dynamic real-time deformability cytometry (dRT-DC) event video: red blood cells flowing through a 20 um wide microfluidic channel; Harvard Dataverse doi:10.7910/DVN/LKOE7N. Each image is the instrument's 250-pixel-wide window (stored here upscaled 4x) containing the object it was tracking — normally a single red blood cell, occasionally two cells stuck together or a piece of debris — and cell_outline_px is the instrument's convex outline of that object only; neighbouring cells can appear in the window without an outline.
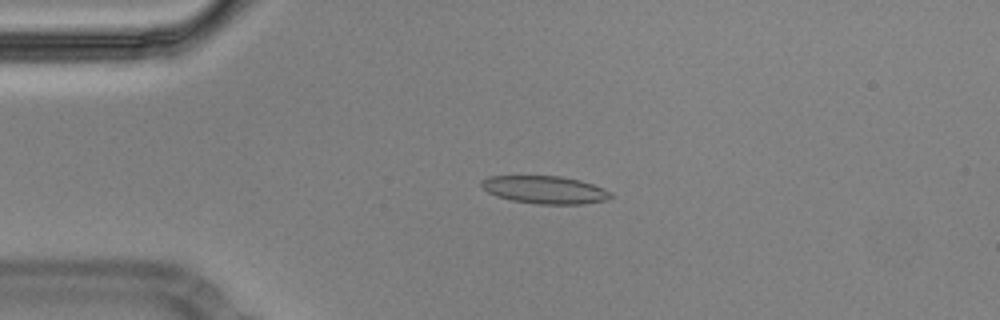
{"species": "Egyptian fruit bat (a non-hibernating species)", "species_latin": "Rousettus aegyptiacus", "temperature_condition": "cold", "stored_images_in_passage": 48, "camera_frame_rate_fps": 3000, "um_per_image_px": 0.085, "animal": {"sex": "male"}, "frame": {"image": 1, "passage_image": 5, "time_ms": 1.333, "image_size_px": [1000, 320], "cell_outline_px": [[612, 196], [608, 200], [584, 204], [536, 204], [512, 200], [496, 196], [488, 192], [480, 184], [480, 180], [488, 176], [560, 176], [580, 180], [604, 188], [612, 192]], "centroid_in_image_um": [46.33, 16.13], "position_along_channel_um": 38.7, "area_um2": 21.04}}
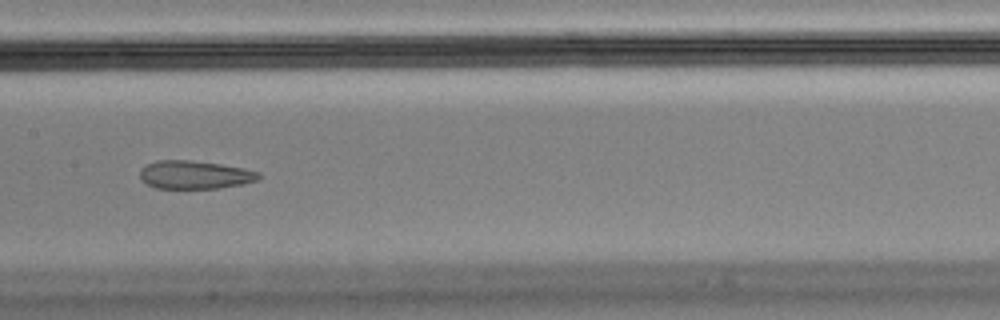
{"frame": {"image": 2, "passage_image": 20, "time_ms": 6.333, "image_size_px": [1000, 320], "cell_outline_px": [[260, 180], [244, 184], [220, 188], [156, 188], [148, 184], [140, 176], [140, 168], [156, 160], [188, 160], [220, 164], [244, 168], [260, 172]], "centroid_in_image_um": [16.6, 14.85], "position_along_channel_um": 190.8, "area_um2": 19.54}}
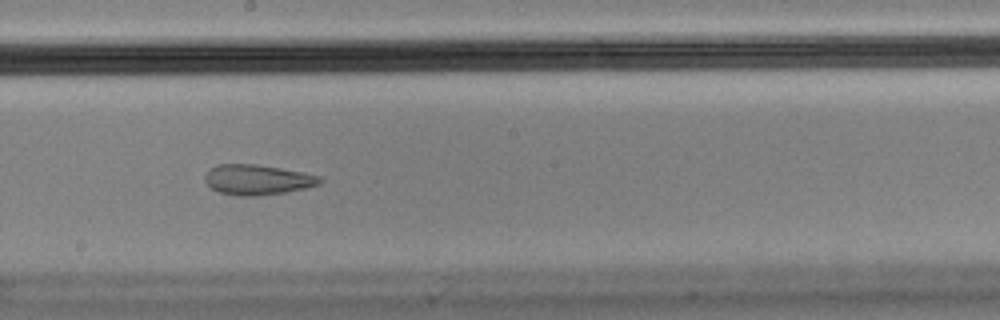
{"frame": {"image": 3, "passage_image": 23, "time_ms": 7.333, "image_size_px": [1000, 320], "cell_outline_px": [[324, 180], [320, 184], [304, 188], [284, 192], [256, 196], [240, 196], [220, 192], [212, 188], [204, 180], [204, 176], [216, 164], [256, 164], [280, 168], [320, 176]], "centroid_in_image_um": [21.88, 15.27], "position_along_channel_um": 226.3, "area_um2": 20.0}, "authors_computed_cell_mechanics": {"area_um2": 21.5883, "velocity_mm_per_s": 3.5686, "shape_relaxation_time_tau1_ms": null, "shape_relaxation_time_tau2_ms": 1.4262, "deformation_change_tau1": null, "deformation_change_tau2": 0.0851}}